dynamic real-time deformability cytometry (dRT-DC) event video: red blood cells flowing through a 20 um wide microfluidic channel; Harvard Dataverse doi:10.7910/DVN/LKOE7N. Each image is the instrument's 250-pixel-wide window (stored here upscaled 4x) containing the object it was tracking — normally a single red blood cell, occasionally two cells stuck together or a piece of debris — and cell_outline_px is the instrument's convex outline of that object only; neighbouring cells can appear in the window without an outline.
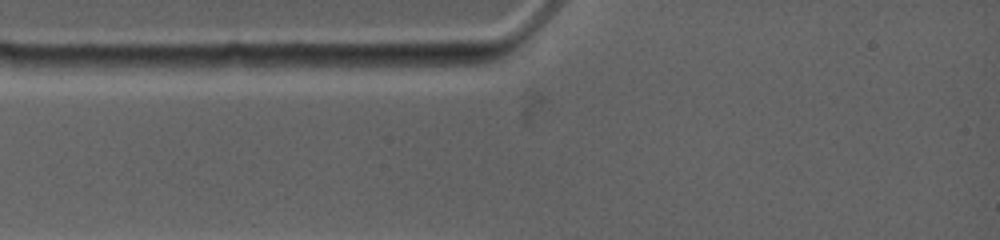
{"species": "common noctule bat (a hibernating species)", "species_latin": "Nyctalus noctula", "temperature_condition": "warm", "stored_images_in_passage": 5, "camera_frame_rate_fps": 4500, "um_per_image_px": 0.085, "animal": {"sex": "female", "body_mass_g": 19.0, "forearm_length_mm": 53.3}, "frame": {"image": 1, "passage_image": 2, "time_ms": 0.444, "image_size_px": [1000, 240], "cell_outline_px": [[476, 64], [444, 72], [356, 64], [368, 56], [456, 52]], "centroid_in_image_um": [35.73, 5.23], "position_along_channel_um": 49.3, "area_um2": 11.04}}